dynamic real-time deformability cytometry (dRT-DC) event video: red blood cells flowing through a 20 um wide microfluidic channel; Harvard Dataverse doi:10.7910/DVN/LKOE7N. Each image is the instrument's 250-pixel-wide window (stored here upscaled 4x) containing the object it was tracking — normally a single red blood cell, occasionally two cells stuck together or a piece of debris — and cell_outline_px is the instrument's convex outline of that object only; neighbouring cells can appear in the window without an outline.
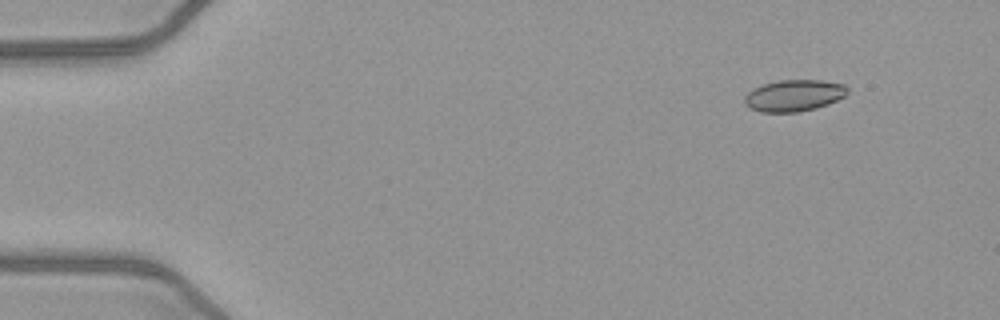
{"species": "common noctule bat (a hibernating species)", "species_latin": "Nyctalus noctula", "temperature_condition": "warm", "stored_images_in_passage": 1, "camera_frame_rate_fps": 3000, "um_per_image_px": 0.085, "animal": {"sex": "female", "body_mass_g": 21.9}, "frame": {"image": 1, "passage_image": 1, "time_ms": 0.0, "image_size_px": [1000, 320], "cell_outline_px": [[840, 96], [832, 100], [808, 108], [760, 108], [772, 84], [832, 84]], "centroid_in_image_um": [67.9, 8.13], "position_along_channel_um": 17.1, "area_um2": 11.21}}